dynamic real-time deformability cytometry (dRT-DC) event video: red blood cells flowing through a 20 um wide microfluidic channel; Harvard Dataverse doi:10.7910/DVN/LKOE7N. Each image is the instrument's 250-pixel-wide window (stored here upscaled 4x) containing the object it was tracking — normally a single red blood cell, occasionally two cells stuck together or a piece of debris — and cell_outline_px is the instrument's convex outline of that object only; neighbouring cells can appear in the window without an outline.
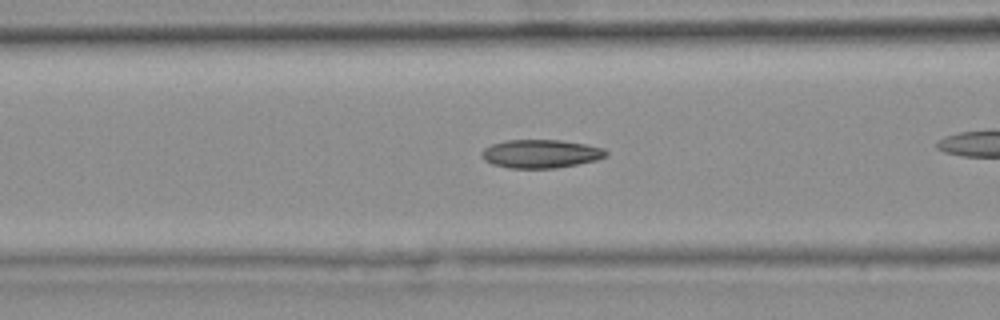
{"species": "common noctule bat (a hibernating species)", "species_latin": "Nyctalus noctula", "temperature_condition": "warm", "stored_images_in_passage": 39, "camera_frame_rate_fps": 3000, "um_per_image_px": 0.085, "animal": {"sex": "female", "body_mass_g": 25.1}, "frame": {"image": 1, "passage_image": 12, "time_ms": 3.667, "image_size_px": [1000, 320], "cell_outline_px": [[608, 156], [596, 160], [556, 168], [508, 168], [492, 164], [484, 160], [480, 156], [480, 152], [484, 148], [492, 144], [504, 140], [560, 140], [584, 144], [604, 148], [608, 152]], "centroid_in_image_um": [45.93, 13.07], "position_along_channel_um": 120.7, "area_um2": 20.69}, "authors_computed_cell_mechanics": {"area_um2": 20.1144, "velocity_mm_per_s": 3.7856, "shape_relaxation_time_tau1_ms": null, "shape_relaxation_time_tau2_ms": 3.2288, "deformation_change_tau1": null, "deformation_change_tau2": 0.0947}}